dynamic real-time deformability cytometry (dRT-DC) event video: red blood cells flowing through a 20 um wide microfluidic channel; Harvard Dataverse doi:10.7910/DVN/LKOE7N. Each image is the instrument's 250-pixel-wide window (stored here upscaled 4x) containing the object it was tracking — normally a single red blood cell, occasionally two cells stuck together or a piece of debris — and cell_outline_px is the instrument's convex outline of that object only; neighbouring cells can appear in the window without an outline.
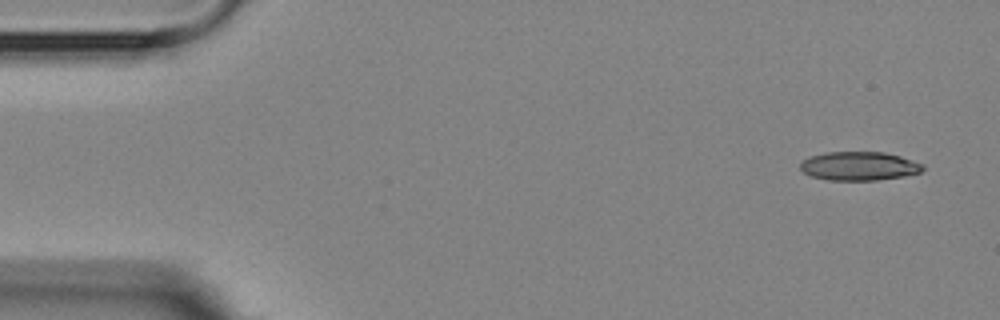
{"species": "Egyptian fruit bat (a non-hibernating species)", "species_latin": "Rousettus aegyptiacus", "temperature_condition": "room temperature", "stored_images_in_passage": 7, "camera_frame_rate_fps": 3000, "um_per_image_px": 0.085, "animal": {"sex": "female"}, "frame": {"image": 1, "passage_image": 1, "time_ms": 0.0, "image_size_px": [1000, 320], "cell_outline_px": [[924, 168], [920, 172], [904, 176], [876, 180], [828, 180], [812, 176], [804, 172], [800, 168], [800, 164], [808, 156], [824, 152], [884, 152], [900, 156], [924, 164]], "centroid_in_image_um": [73.02, 14.11], "position_along_channel_um": 12.0, "area_um2": 20.52}}
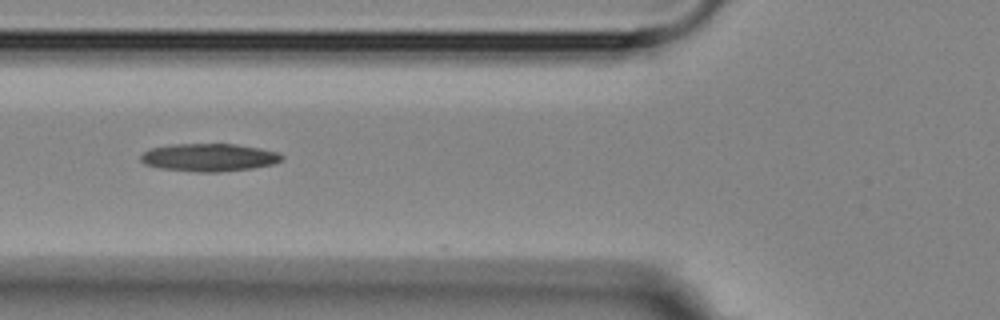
{"frame": {"image": 2, "passage_image": 6, "time_ms": 5.667, "image_size_px": [1000, 320], "cell_outline_px": [[284, 160], [272, 164], [252, 168], [220, 172], [196, 172], [160, 168], [144, 164], [140, 160], [140, 156], [144, 152], [152, 148], [172, 144], [236, 144], [260, 148], [280, 152], [284, 156]], "centroid_in_image_um": [17.8, 13.38], "position_along_channel_um": 108.0, "area_um2": 23.0}}
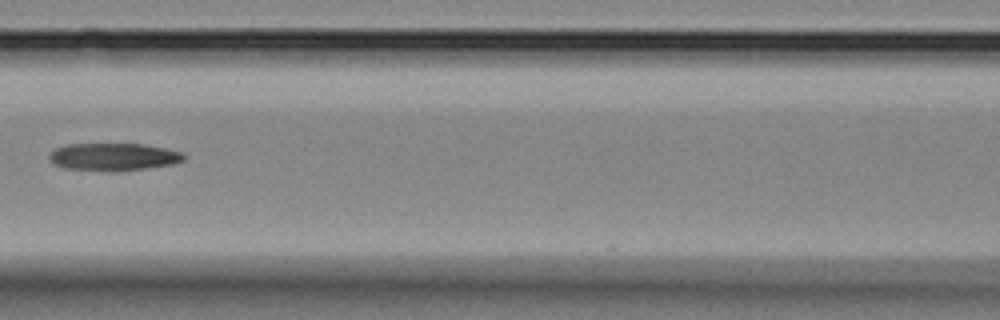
{"frame": {"image": 3, "passage_image": 7, "time_ms": 7.0, "image_size_px": [1000, 320], "cell_outline_px": [[184, 160], [172, 164], [144, 168], [64, 168], [52, 164], [48, 160], [48, 156], [56, 148], [64, 144], [144, 144], [184, 152]], "centroid_in_image_um": [9.63, 13.27], "position_along_channel_um": 157.0, "area_um2": 20.58}}